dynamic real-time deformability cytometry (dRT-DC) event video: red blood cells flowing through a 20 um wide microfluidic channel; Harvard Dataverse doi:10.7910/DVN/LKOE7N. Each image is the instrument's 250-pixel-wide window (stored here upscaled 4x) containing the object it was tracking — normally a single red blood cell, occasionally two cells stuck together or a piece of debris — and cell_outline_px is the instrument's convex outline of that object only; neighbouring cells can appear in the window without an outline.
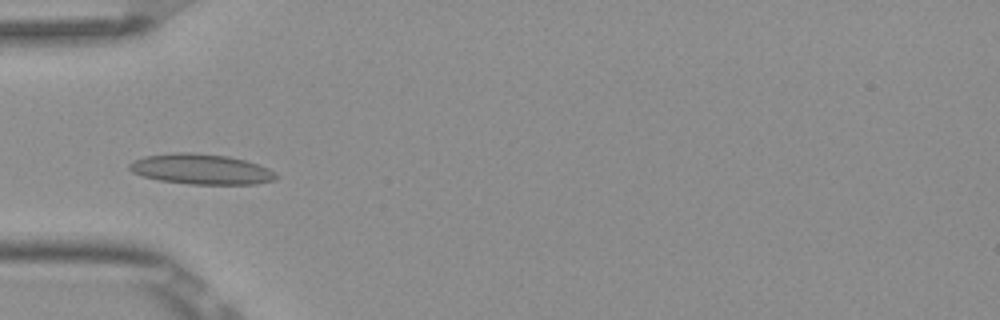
{"species": "Egyptian fruit bat (a non-hibernating species)", "species_latin": "Rousettus aegyptiacus", "temperature_condition": "room temperature", "stored_images_in_passage": 7, "camera_frame_rate_fps": 3000, "um_per_image_px": 0.085, "frame": {"image": 1, "passage_image": 5, "time_ms": 1.333, "image_size_px": [1000, 320], "cell_outline_px": [[280, 176], [276, 180], [256, 184], [192, 184], [160, 180], [144, 176], [132, 172], [128, 168], [128, 164], [132, 160], [144, 156], [176, 152], [188, 152], [228, 156], [244, 160], [268, 168], [276, 172]], "centroid_in_image_um": [17.11, 14.38], "position_along_channel_um": 67.9, "area_um2": 25.95}}
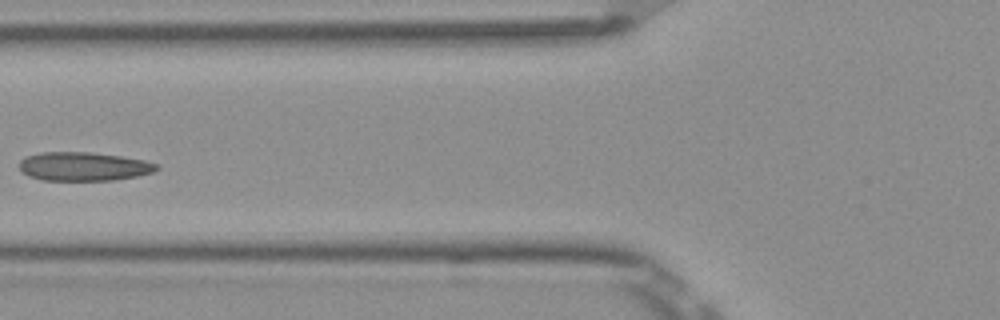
{"frame": {"image": 2, "passage_image": 6, "time_ms": 1.667, "image_size_px": [1000, 320], "cell_outline_px": [[160, 168], [152, 172], [136, 176], [112, 180], [40, 180], [28, 176], [20, 172], [20, 160], [24, 156], [40, 152], [92, 152], [120, 156], [144, 160], [160, 164]], "centroid_in_image_um": [7.08, 14.14], "position_along_channel_um": 118.7, "area_um2": 23.18}}
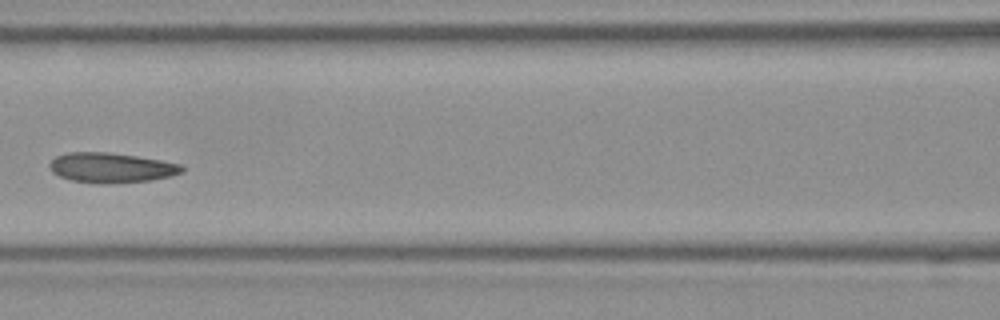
{"frame": {"image": 3, "passage_image": 7, "time_ms": 2.0, "image_size_px": [1000, 320], "cell_outline_px": [[184, 172], [172, 176], [148, 180], [104, 184], [100, 184], [72, 180], [60, 176], [52, 172], [48, 164], [56, 156], [68, 152], [108, 152], [136, 156], [160, 160], [180, 164], [184, 168]], "centroid_in_image_um": [9.45, 14.25], "position_along_channel_um": 157.2, "area_um2": 23.0}}